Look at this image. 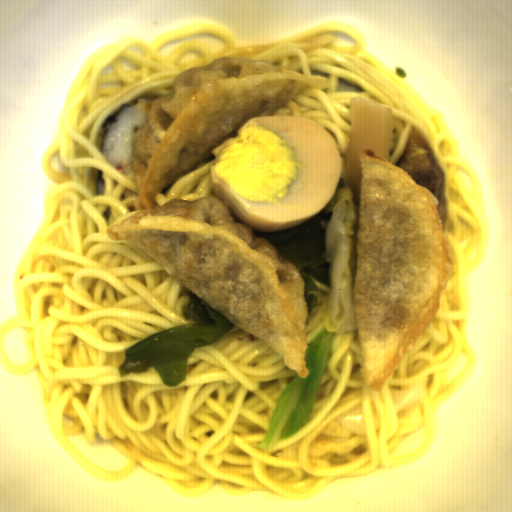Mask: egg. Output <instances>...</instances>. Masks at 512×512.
Here are the masks:
<instances>
[{"mask_svg": "<svg viewBox=\"0 0 512 512\" xmlns=\"http://www.w3.org/2000/svg\"><path fill=\"white\" fill-rule=\"evenodd\" d=\"M212 154L213 195L253 231L286 230L316 215L342 177L334 138L302 115L252 117Z\"/></svg>", "mask_w": 512, "mask_h": 512, "instance_id": "obj_1", "label": "egg"}]
</instances>
